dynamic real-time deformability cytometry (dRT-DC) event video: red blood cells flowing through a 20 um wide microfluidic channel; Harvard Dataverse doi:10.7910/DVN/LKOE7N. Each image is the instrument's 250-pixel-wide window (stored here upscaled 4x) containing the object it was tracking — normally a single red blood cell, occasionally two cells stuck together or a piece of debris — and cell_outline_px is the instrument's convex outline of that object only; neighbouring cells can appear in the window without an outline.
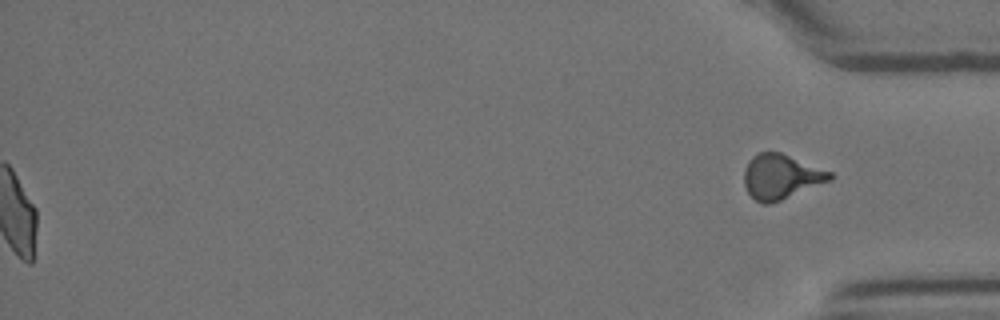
{"species": "Egyptian fruit bat (a non-hibernating species)", "species_latin": "Rousettus aegyptiacus", "temperature_condition": "room temperature", "stored_images_in_passage": 57, "segment_of_instrument_passage": [2, 2], "camera_frame_rate_fps": 3000, "um_per_image_px": 0.085, "animal": {"sex": "female"}, "frame": {"image": 1, "passage_image": 57, "time_ms": 18.667, "image_size_px": [1000, 320], "cell_outline_px": [[832, 180], [780, 200], [768, 204], [764, 204], [756, 200], [748, 192], [744, 184], [744, 168], [748, 160], [756, 152], [780, 152], [832, 172]], "centroid_in_image_um": [66.36, 15.0], "position_along_channel_um": 368.8, "area_um2": 22.25}}